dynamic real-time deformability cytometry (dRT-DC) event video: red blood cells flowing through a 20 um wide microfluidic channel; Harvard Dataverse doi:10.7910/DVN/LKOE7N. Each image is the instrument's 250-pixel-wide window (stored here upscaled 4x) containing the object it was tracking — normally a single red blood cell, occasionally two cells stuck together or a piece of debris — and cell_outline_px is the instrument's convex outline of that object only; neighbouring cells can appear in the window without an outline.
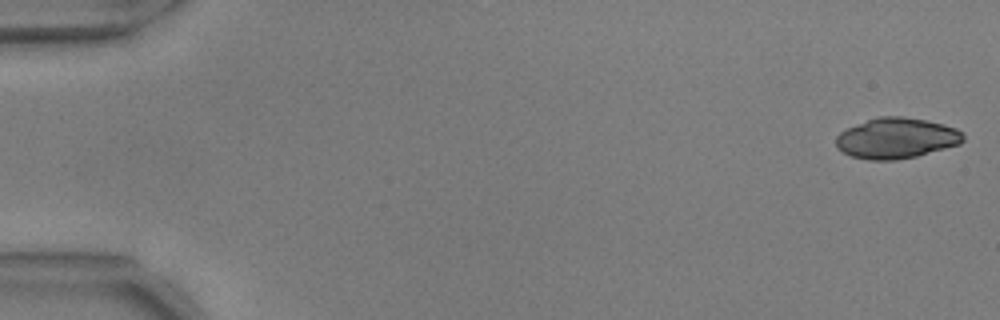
{"species": "common noctule bat (a hibernating species)", "species_latin": "Nyctalus noctula", "temperature_condition": "warm", "stored_images_in_passage": 54, "camera_frame_rate_fps": 3000, "um_per_image_px": 0.085, "animal": {"sex": "male", "body_mass_g": 17.9, "forearm_length_mm": 54.2}, "frame": {"image": 1, "passage_image": 1, "time_ms": 0.0, "image_size_px": [1000, 320], "cell_outline_px": [[964, 140], [960, 144], [916, 156], [896, 160], [868, 160], [852, 156], [836, 148], [836, 136], [840, 132], [848, 128], [868, 120], [880, 116], [900, 116], [924, 120], [944, 124], [956, 128], [964, 136]], "centroid_in_image_um": [76.19, 11.75], "position_along_channel_um": 8.8, "area_um2": 29.88}}
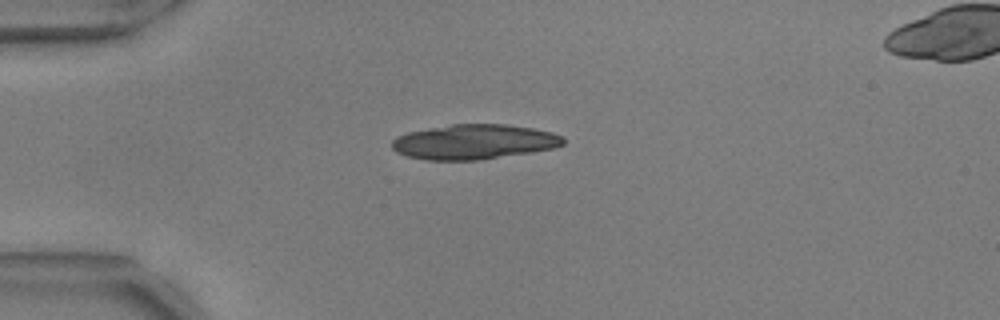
{"frame": {"image": 2, "passage_image": 14, "time_ms": 4.333, "image_size_px": [1000, 320], "cell_outline_px": [[564, 144], [552, 148], [532, 152], [480, 160], [424, 160], [408, 156], [396, 152], [392, 148], [392, 140], [396, 136], [408, 132], [452, 124], [504, 124], [532, 128], [552, 132], [564, 136]], "centroid_in_image_um": [40.29, 12.06], "position_along_channel_um": 44.7, "area_um2": 34.85}}